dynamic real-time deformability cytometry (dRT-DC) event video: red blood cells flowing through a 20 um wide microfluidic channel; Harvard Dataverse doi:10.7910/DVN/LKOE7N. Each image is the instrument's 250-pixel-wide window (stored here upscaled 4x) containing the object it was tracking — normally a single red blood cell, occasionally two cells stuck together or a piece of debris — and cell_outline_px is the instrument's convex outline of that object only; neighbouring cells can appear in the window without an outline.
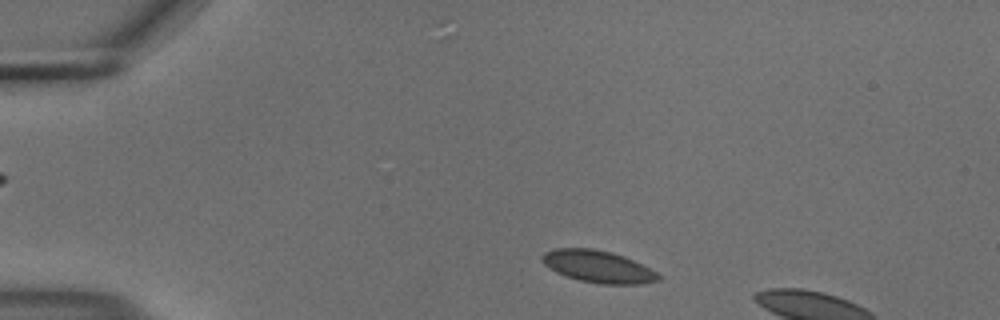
{"species": "common noctule bat (a hibernating species)", "species_latin": "Nyctalus noctula", "temperature_condition": "cold", "stored_images_in_passage": 8, "camera_frame_rate_fps": 3000, "um_per_image_px": 0.085, "animal": {"sex": "male", "body_mass_g": 18.8}, "frame": {"image": 1, "passage_image": 4, "time_ms": 1.0, "image_size_px": [1000, 320], "cell_outline_px": [[660, 280], [640, 284], [600, 284], [580, 280], [556, 272], [544, 264], [540, 256], [544, 252], [556, 248], [592, 248], [612, 252], [624, 256], [656, 272], [660, 276]], "centroid_in_image_um": [50.81, 22.65], "position_along_channel_um": 34.2, "area_um2": 21.56}}